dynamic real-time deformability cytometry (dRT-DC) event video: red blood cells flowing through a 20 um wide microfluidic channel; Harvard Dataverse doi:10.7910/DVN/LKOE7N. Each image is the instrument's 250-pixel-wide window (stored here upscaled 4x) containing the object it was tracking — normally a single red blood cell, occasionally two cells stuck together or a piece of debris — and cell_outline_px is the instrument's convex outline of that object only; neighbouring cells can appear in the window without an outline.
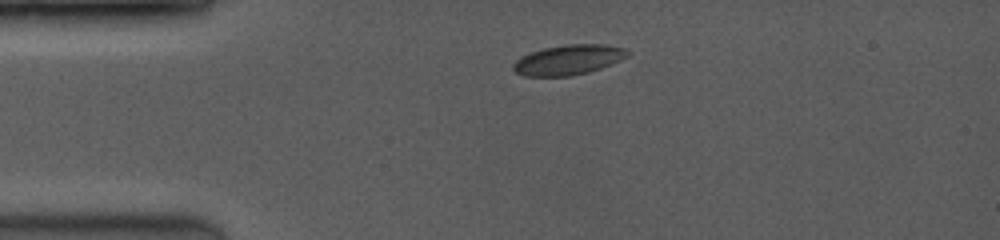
{"species": "common noctule bat (a hibernating species)", "species_latin": "Nyctalus noctula", "temperature_condition": "room temperature", "stored_images_in_passage": 43, "camera_frame_rate_fps": 3500, "um_per_image_px": 0.085, "animal": {"sex": "female", "body_mass_g": 19.0, "forearm_length_mm": 53.3}, "frame": {"image": 1, "passage_image": 1, "time_ms": 0.0, "image_size_px": [1000, 240], "cell_outline_px": [[628, 56], [620, 60], [600, 68], [588, 72], [572, 76], [524, 76], [516, 72], [512, 68], [512, 64], [516, 60], [532, 52], [544, 48], [568, 44], [604, 44], [628, 48]], "centroid_in_image_um": [48.33, 5.08], "position_along_channel_um": 36.7, "area_um2": 19.88}}
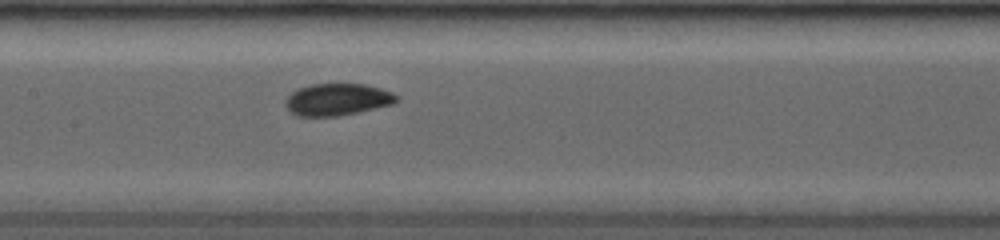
{"frame": {"image": 2, "passage_image": 16, "time_ms": 4.286, "image_size_px": [1000, 240], "cell_outline_px": [[396, 100], [392, 104], [356, 112], [336, 116], [296, 116], [284, 104], [288, 96], [292, 92], [300, 88], [312, 84], [364, 84], [380, 88], [392, 92], [396, 96]], "centroid_in_image_um": [28.64, 8.45], "position_along_channel_um": 178.8, "area_um2": 20.29}}
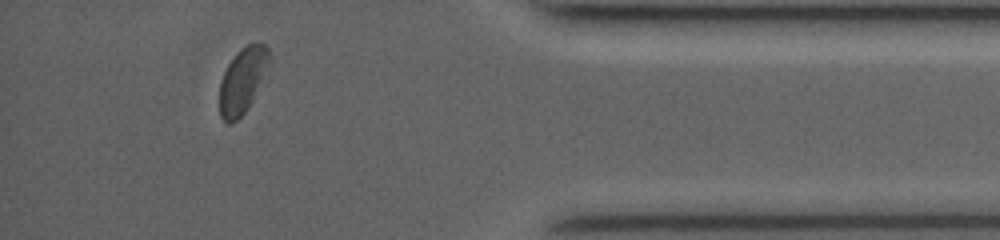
{"frame": {"image": 3, "passage_image": 38, "time_ms": 10.571, "image_size_px": [1000, 240], "cell_outline_px": [[268, 60], [252, 100], [248, 108], [232, 124], [228, 124], [220, 116], [220, 80], [228, 64], [236, 52], [240, 48], [256, 40], [260, 40], [268, 48]], "centroid_in_image_um": [20.56, 6.8], "position_along_channel_um": 414.6, "area_um2": 18.44}, "authors_computed_cell_mechanics": {"area_um2": 20.2878, "velocity_mm_per_s": 4.1027, "shape_relaxation_time_tau1_ms": 3.7388, "shape_relaxation_time_tau2_ms": null, "deformation_change_tau1": 0.0829, "deformation_change_tau2": null}}